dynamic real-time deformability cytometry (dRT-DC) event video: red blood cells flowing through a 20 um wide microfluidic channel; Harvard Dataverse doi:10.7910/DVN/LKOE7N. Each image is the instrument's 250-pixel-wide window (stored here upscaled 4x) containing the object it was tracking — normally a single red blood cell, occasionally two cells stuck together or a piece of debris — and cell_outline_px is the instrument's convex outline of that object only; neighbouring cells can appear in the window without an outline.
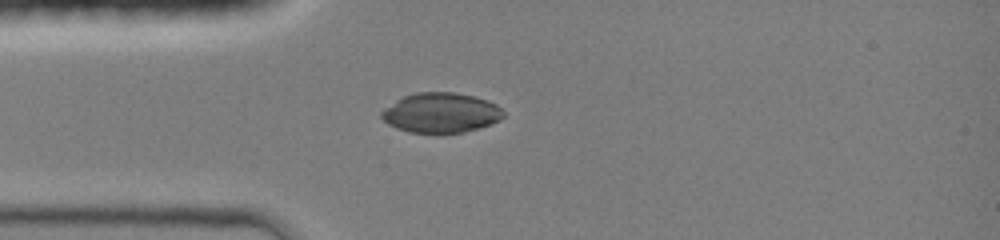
{"species": "common noctule bat (a hibernating species)", "species_latin": "Nyctalus noctula", "temperature_condition": "room temperature", "stored_images_in_passage": 4, "camera_frame_rate_fps": 3000, "um_per_image_px": 0.085, "animal": {"sex": "female", "body_mass_g": 19.0, "forearm_length_mm": 51.5}, "frame": {"image": 1, "passage_image": 1, "time_ms": 0.0, "image_size_px": [1000, 240], "cell_outline_px": [[504, 116], [500, 120], [492, 124], [464, 132], [408, 132], [396, 128], [388, 124], [380, 116], [380, 112], [384, 108], [396, 100], [404, 96], [416, 92], [452, 92], [472, 96], [496, 104], [504, 112]], "centroid_in_image_um": [37.45, 9.58], "position_along_channel_um": 47.5, "area_um2": 28.15}}